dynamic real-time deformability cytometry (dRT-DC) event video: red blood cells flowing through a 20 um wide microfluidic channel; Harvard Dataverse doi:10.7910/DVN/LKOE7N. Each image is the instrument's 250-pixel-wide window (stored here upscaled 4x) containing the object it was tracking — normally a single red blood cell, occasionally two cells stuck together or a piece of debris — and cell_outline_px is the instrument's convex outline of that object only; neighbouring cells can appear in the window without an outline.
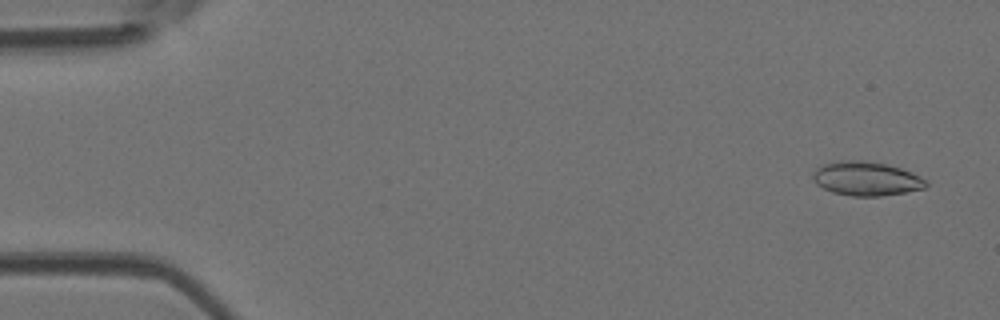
{"species": "Egyptian fruit bat (a non-hibernating species)", "species_latin": "Rousettus aegyptiacus", "temperature_condition": "room temperature", "stored_images_in_passage": 4, "camera_frame_rate_fps": 3000, "um_per_image_px": 0.085, "animal": {"sex": "female"}, "frame": {"image": 1, "passage_image": 1, "time_ms": 0.0, "image_size_px": [1000, 320], "cell_outline_px": [[928, 184], [924, 188], [904, 192], [880, 196], [852, 196], [832, 192], [816, 184], [812, 180], [812, 176], [816, 168], [824, 164], [840, 160], [864, 160], [888, 164], [900, 168], [920, 176], [928, 180]], "centroid_in_image_um": [73.62, 15.18], "position_along_channel_um": 11.4, "area_um2": 22.48}}